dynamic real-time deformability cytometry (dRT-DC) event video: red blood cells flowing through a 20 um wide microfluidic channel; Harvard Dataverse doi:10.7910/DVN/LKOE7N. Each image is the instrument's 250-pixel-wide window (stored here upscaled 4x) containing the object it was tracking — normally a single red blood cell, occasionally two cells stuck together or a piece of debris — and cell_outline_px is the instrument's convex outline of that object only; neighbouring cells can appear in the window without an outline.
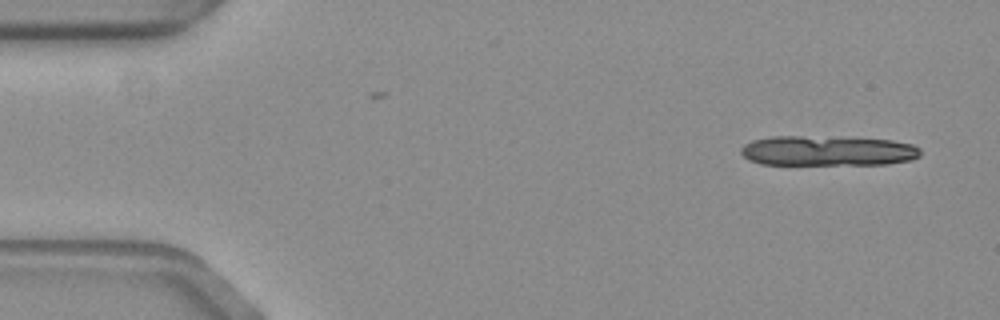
{"species": "common noctule bat (a hibernating species)", "species_latin": "Nyctalus noctula", "temperature_condition": "warm", "stored_images_in_passage": 12, "camera_frame_rate_fps": 3000, "um_per_image_px": 0.085, "animal": {"sex": "female", "body_mass_g": 19.3, "forearm_length_mm": 54.1}, "frame": {"image": 1, "passage_image": 2, "time_ms": 0.333, "image_size_px": [1000, 320], "cell_outline_px": [[920, 156], [912, 160], [888, 164], [760, 164], [748, 160], [740, 152], [740, 148], [744, 144], [752, 140], [772, 136], [800, 136], [892, 140], [912, 144], [920, 148]], "centroid_in_image_um": [70.33, 12.82], "position_along_channel_um": 14.7, "area_um2": 31.39}}